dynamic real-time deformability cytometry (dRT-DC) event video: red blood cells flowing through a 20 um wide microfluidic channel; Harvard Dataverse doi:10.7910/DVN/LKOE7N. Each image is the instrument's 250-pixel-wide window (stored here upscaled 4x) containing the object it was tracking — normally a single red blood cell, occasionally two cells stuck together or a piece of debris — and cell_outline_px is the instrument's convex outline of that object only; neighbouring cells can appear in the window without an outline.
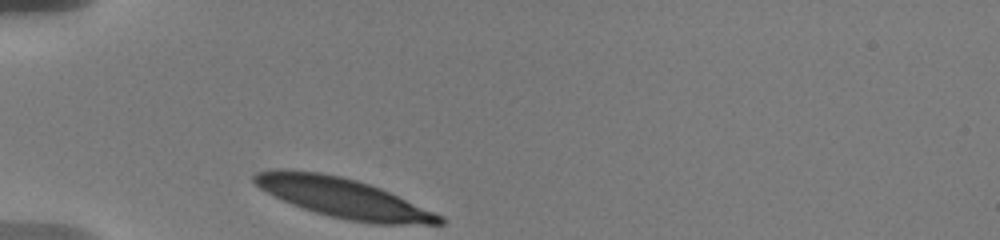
{"species": "human", "species_latin": "Homo sapiens", "temperature_condition": "warm", "stored_images_in_passage": 11, "camera_frame_rate_fps": 3000, "um_per_image_px": 0.085, "donor": {"sex": "male"}, "frame": {"image": 1, "passage_image": 1, "time_ms": 0.0, "image_size_px": [1000, 240], "cell_outline_px": [[444, 224], [372, 224], [348, 220], [328, 216], [292, 204], [260, 188], [252, 180], [252, 176], [256, 172], [272, 168], [284, 168], [320, 172], [340, 176], [356, 180], [380, 188], [444, 216]], "centroid_in_image_um": [29.14, 16.81], "position_along_channel_um": 55.9, "area_um2": 42.6}}
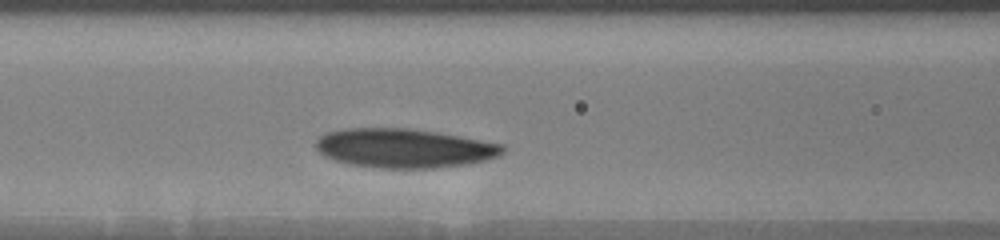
{"frame": {"image": 2, "passage_image": 7, "time_ms": 2.667, "image_size_px": [1000, 240], "cell_outline_px": [[504, 152], [496, 156], [484, 160], [468, 164], [436, 168], [380, 168], [348, 164], [324, 156], [316, 148], [316, 140], [320, 136], [328, 132], [344, 128], [416, 128], [504, 144]], "centroid_in_image_um": [34.35, 12.59], "position_along_channel_um": 132.3, "area_um2": 42.77}}
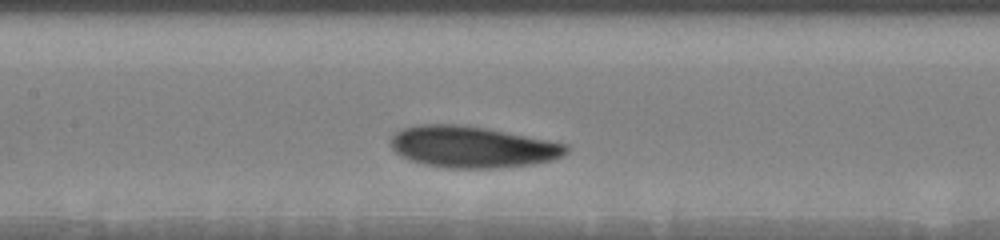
{"frame": {"image": 3, "passage_image": 10, "time_ms": 3.667, "image_size_px": [1000, 240], "cell_outline_px": [[568, 152], [552, 160], [532, 164], [496, 168], [444, 168], [424, 164], [408, 160], [400, 156], [392, 148], [392, 136], [400, 128], [424, 124], [456, 124], [484, 128], [568, 144]], "centroid_in_image_um": [40.11, 12.5], "position_along_channel_um": 167.3, "area_um2": 42.19}}